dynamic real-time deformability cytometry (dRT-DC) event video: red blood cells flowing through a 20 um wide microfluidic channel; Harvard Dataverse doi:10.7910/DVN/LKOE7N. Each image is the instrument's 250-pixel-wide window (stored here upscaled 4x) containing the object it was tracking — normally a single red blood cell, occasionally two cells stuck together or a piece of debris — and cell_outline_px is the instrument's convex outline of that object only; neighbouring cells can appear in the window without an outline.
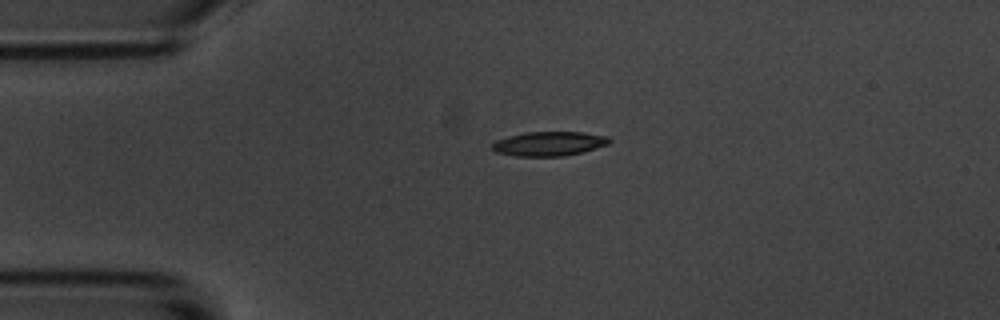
{"species": "common noctule bat (a hibernating species)", "species_latin": "Nyctalus noctula", "temperature_condition": "room temperature", "stored_images_in_passage": 2, "camera_frame_rate_fps": 3000, "um_per_image_px": 0.085, "animal": {"sex": "male", "body_mass_g": 20.1, "forearm_length_mm": 53.5}, "frame": {"image": 1, "passage_image": 1, "time_ms": 0.0, "image_size_px": [1000, 320], "cell_outline_px": [[612, 140], [608, 144], [596, 148], [564, 156], [516, 156], [496, 152], [492, 148], [492, 144], [496, 140], [508, 136], [524, 132], [584, 132], [608, 136]], "centroid_in_image_um": [46.67, 12.2], "position_along_channel_um": 38.3, "area_um2": 16.59}}